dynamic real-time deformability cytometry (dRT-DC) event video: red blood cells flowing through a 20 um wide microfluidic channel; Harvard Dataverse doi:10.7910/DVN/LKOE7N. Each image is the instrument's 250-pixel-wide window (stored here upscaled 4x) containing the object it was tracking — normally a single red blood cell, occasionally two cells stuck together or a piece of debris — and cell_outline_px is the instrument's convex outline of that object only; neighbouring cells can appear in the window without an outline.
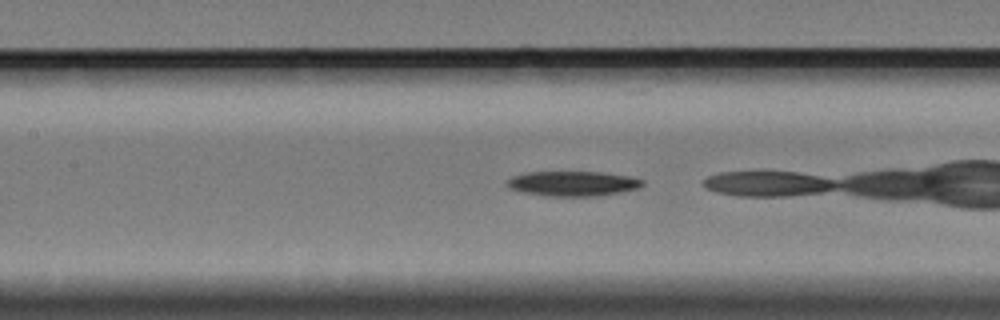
{"species": "Egyptian fruit bat (a non-hibernating species)", "species_latin": "Rousettus aegyptiacus", "temperature_condition": "cold", "stored_images_in_passage": 52, "camera_frame_rate_fps": 3000, "um_per_image_px": 0.085, "animal": {"sex": "female"}, "frame": {"image": 1, "passage_image": 21, "time_ms": 6.667, "image_size_px": [1000, 320], "cell_outline_px": [[644, 184], [636, 188], [596, 196], [544, 196], [520, 192], [508, 188], [504, 184], [512, 176], [524, 172], [604, 172], [632, 176], [644, 180]], "centroid_in_image_um": [48.62, 15.59], "position_along_channel_um": 158.8, "area_um2": 19.83}}
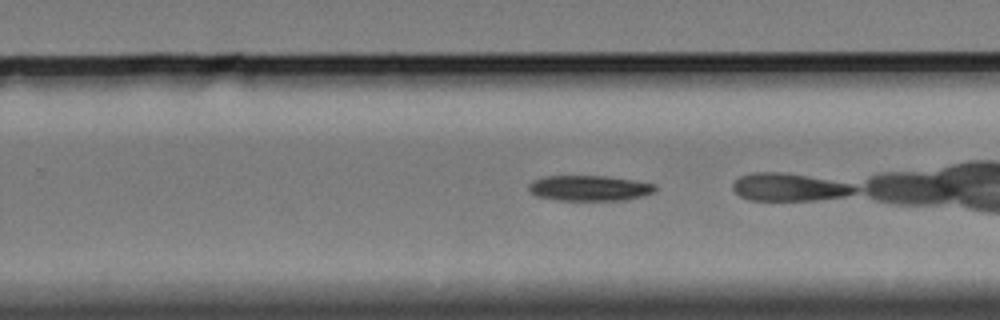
{"frame": {"image": 2, "passage_image": 32, "time_ms": 10.333, "image_size_px": [1000, 320], "cell_outline_px": [[656, 192], [628, 200], [556, 200], [536, 196], [528, 192], [528, 184], [532, 180], [544, 176], [604, 176], [632, 180], [656, 184]], "centroid_in_image_um": [50.07, 15.99], "position_along_channel_um": 279.7, "area_um2": 18.96}, "authors_computed_cell_mechanics": {"area_um2": 19.7098, "velocity_mm_per_s": 3.3116, "shape_relaxation_time_tau1_ms": 3.1026, "shape_relaxation_time_tau2_ms": null, "deformation_change_tau1": 0.056, "deformation_change_tau2": null}}